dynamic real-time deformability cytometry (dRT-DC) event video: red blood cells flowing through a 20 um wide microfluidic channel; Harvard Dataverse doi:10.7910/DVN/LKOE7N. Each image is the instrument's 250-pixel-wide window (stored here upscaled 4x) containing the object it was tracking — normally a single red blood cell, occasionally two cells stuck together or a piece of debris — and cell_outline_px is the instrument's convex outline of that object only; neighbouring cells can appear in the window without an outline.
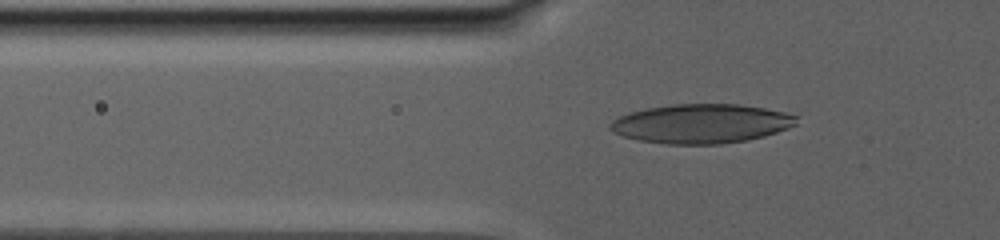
{"species": "human", "species_latin": "Homo sapiens", "temperature_condition": "warm", "stored_images_in_passage": 58, "camera_frame_rate_fps": 3000, "um_per_image_px": 0.085, "donor": {"sex": "male"}, "frame": {"image": 1, "passage_image": 17, "time_ms": 8.333, "image_size_px": [1000, 240], "cell_outline_px": [[800, 116], [796, 124], [788, 128], [764, 136], [748, 140], [720, 144], [668, 144], [640, 140], [624, 136], [608, 128], [608, 124], [612, 120], [628, 112], [644, 108], [672, 104], [740, 104], [764, 108], [784, 112]], "centroid_in_image_um": [59.62, 10.5], "position_along_channel_um": 66.2, "area_um2": 42.71}}
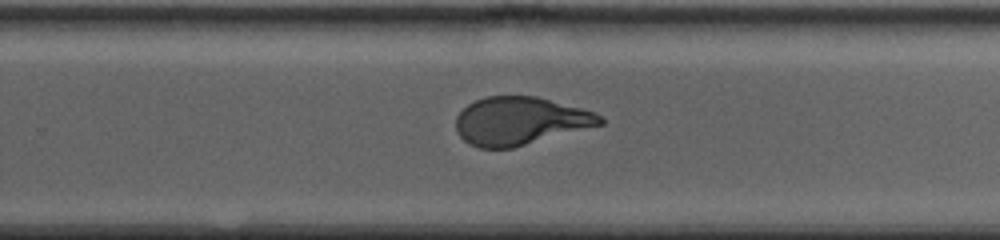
{"frame": {"image": 2, "passage_image": 38, "time_ms": 17.333, "image_size_px": [1000, 240], "cell_outline_px": [[604, 124], [512, 148], [480, 148], [468, 144], [456, 132], [456, 116], [468, 104], [476, 100], [488, 96], [536, 96], [596, 112], [604, 120]], "centroid_in_image_um": [44.2, 10.28], "position_along_channel_um": 285.6, "area_um2": 40.23}}
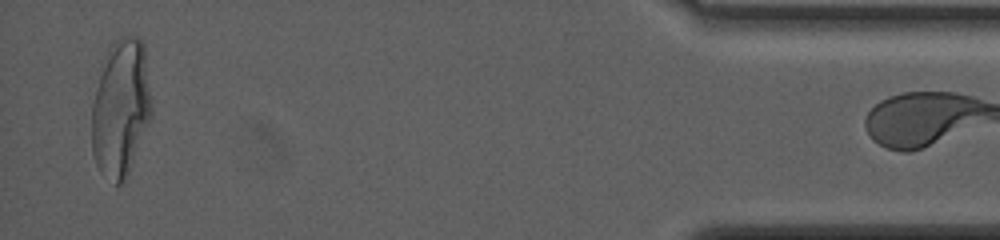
{"frame": {"image": 3, "passage_image": 57, "time_ms": 25.333, "image_size_px": [1000, 240], "cell_outline_px": [[152, 116], [128, 176], [124, 184], [116, 184], [100, 172], [96, 164], [92, 152], [92, 104], [104, 56], [112, 44], [120, 36], [136, 36], [144, 44], [152, 104]], "centroid_in_image_um": [10.28, 9.21], "position_along_channel_um": 424.9, "area_um2": 48.26}}